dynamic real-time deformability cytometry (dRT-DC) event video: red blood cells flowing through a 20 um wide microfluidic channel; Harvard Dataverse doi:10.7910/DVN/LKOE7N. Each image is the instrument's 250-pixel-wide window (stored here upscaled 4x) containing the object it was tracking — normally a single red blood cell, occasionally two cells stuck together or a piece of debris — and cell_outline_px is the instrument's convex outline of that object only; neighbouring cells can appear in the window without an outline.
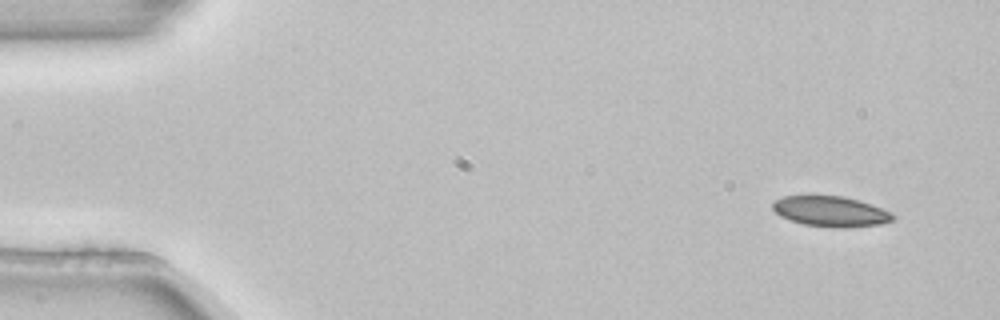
{"species": "common noctule bat (a hibernating species)", "species_latin": "Nyctalus noctula", "temperature_condition": "room temperature", "stored_images_in_passage": 5, "camera_frame_rate_fps": 3000, "um_per_image_px": 0.085, "animal": {"sex": "female", "body_mass_g": 22.7, "forearm_length_mm": 54.2}, "frame": {"image": 1, "passage_image": 1, "time_ms": 0.0, "image_size_px": [1000, 320], "cell_outline_px": [[896, 220], [880, 224], [844, 228], [836, 228], [804, 224], [780, 216], [772, 208], [772, 204], [776, 200], [784, 196], [844, 196], [872, 204], [896, 216]], "centroid_in_image_um": [70.63, 17.97], "position_along_channel_um": 14.4, "area_um2": 21.15}}
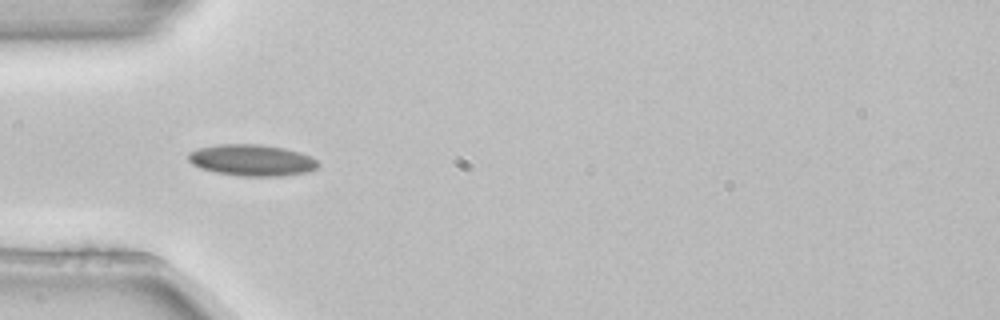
{"frame": {"image": 2, "passage_image": 4, "time_ms": 1.0, "image_size_px": [1000, 320], "cell_outline_px": [[320, 164], [316, 168], [308, 172], [280, 176], [240, 176], [216, 172], [200, 168], [192, 164], [188, 160], [188, 152], [200, 148], [216, 144], [260, 144], [284, 148], [300, 152], [312, 156]], "centroid_in_image_um": [21.41, 13.61], "position_along_channel_um": 63.6, "area_um2": 23.87}}